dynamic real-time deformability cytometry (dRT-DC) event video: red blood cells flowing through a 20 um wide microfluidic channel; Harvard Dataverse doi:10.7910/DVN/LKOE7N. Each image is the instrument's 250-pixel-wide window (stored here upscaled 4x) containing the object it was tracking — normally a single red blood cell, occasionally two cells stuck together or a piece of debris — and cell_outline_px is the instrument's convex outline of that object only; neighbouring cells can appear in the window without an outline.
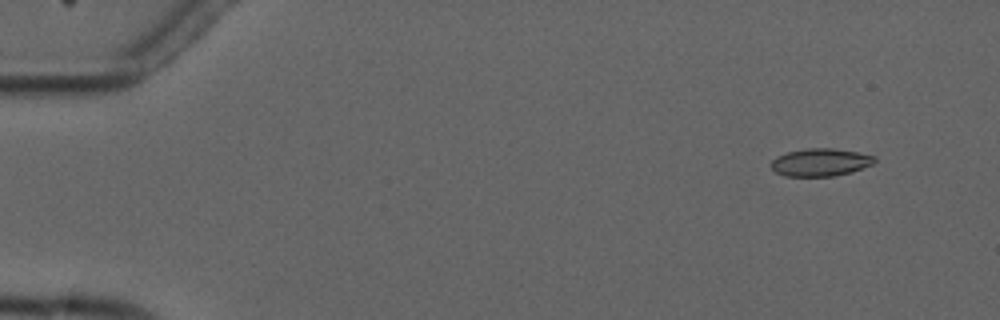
{"species": "common noctule bat (a hibernating species)", "species_latin": "Nyctalus noctula", "temperature_condition": "cold", "stored_images_in_passage": 6, "camera_frame_rate_fps": 3000, "um_per_image_px": 0.085, "animal": {"sex": "male", "forearm_length_mm": 52.5}, "frame": {"image": 1, "passage_image": 2, "time_ms": 1.0, "image_size_px": [1000, 320], "cell_outline_px": [[876, 160], [872, 164], [852, 172], [832, 176], [784, 176], [776, 172], [768, 164], [776, 156], [788, 152], [808, 148], [832, 148], [856, 152], [876, 156]], "centroid_in_image_um": [69.71, 13.8], "position_along_channel_um": 15.3, "area_um2": 16.7}}